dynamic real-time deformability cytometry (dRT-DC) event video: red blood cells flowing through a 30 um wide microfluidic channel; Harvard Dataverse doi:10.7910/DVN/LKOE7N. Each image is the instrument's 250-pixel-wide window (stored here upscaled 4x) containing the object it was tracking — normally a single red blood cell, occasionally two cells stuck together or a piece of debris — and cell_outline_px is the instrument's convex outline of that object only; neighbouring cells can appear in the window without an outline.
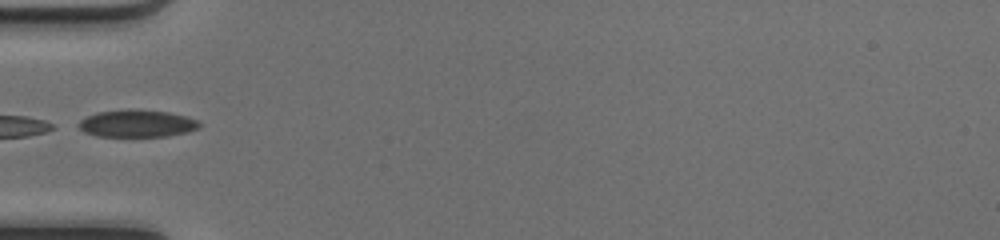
{"species": "common noctule bat (a hibernating species)", "species_latin": "Nyctalus noctula", "temperature_condition": "cold", "stored_images_in_passage": 21, "camera_frame_rate_fps": 3000, "um_per_image_px": 0.085, "animal": {"sex": "female", "body_mass_g": 17.0, "forearm_length_mm": 48.0}, "frame": {"image": 1, "passage_image": 1, "time_ms": 0.0, "image_size_px": [1000, 240], "cell_outline_px": [[200, 124], [196, 128], [188, 132], [168, 136], [96, 136], [84, 132], [80, 128], [80, 120], [96, 112], [168, 112], [184, 116], [196, 120]], "centroid_in_image_um": [11.64, 10.55], "position_along_channel_um": 73.4, "area_um2": 18.03}}